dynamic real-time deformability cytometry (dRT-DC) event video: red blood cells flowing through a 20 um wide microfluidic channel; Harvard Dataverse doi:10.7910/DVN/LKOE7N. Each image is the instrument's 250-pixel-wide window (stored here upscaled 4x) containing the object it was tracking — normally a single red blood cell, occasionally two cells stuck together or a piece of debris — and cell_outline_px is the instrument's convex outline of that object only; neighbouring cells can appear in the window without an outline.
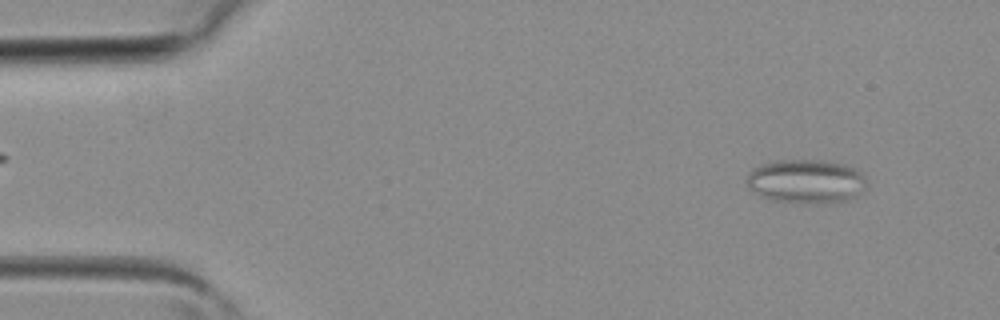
{"species": "common noctule bat (a hibernating species)", "species_latin": "Nyctalus noctula", "temperature_condition": "room temperature", "stored_images_in_passage": 3, "camera_frame_rate_fps": 3000, "um_per_image_px": 0.085, "animal": {"sex": "female", "body_mass_g": 19.3, "forearm_length_mm": 54.1}, "frame": {"image": 1, "passage_image": 1, "time_ms": 0.0, "image_size_px": [1000, 320], "cell_outline_px": [[868, 188], [856, 196], [848, 200], [808, 204], [800, 204], [772, 200], [748, 188], [744, 180], [756, 168], [764, 164], [780, 160], [824, 160], [844, 164], [856, 168], [864, 176]], "centroid_in_image_um": [68.57, 15.43], "position_along_channel_um": 16.4, "area_um2": 30.81}}